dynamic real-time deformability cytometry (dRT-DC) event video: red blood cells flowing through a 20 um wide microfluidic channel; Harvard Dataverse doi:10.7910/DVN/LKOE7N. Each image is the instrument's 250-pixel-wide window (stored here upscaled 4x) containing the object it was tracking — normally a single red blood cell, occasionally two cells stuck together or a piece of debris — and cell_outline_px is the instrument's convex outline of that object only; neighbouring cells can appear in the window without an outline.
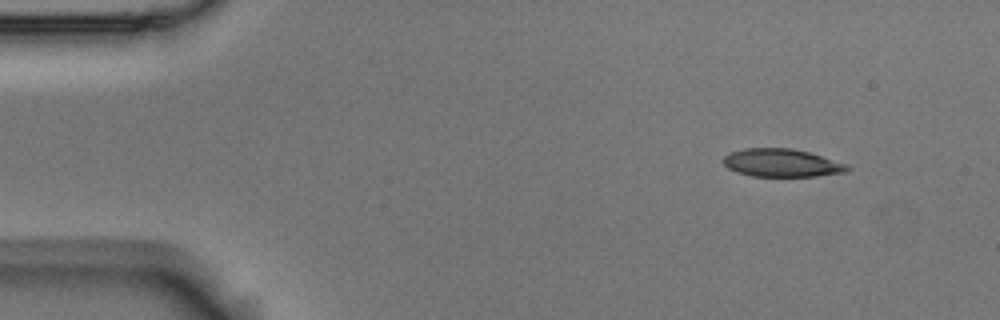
{"species": "Egyptian fruit bat (a non-hibernating species)", "species_latin": "Rousettus aegyptiacus", "temperature_condition": "room temperature", "stored_images_in_passage": 5, "segment_of_instrument_passage": [1, 2], "camera_frame_rate_fps": 3000, "um_per_image_px": 0.085, "animal": {"sex": "male"}, "frame": {"image": 1, "passage_image": 1, "time_ms": 0.0, "image_size_px": [1000, 320], "cell_outline_px": [[852, 168], [848, 172], [816, 176], [752, 176], [736, 172], [728, 168], [724, 164], [724, 156], [732, 152], [744, 148], [792, 148], [808, 152], [848, 164]], "centroid_in_image_um": [66.48, 13.85], "position_along_channel_um": 18.5, "area_um2": 20.23}}
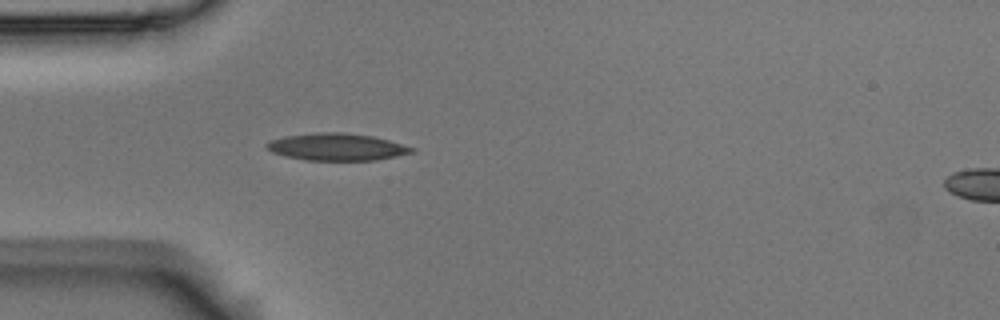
{"frame": {"image": 2, "passage_image": 4, "time_ms": 1.0, "image_size_px": [1000, 320], "cell_outline_px": [[416, 152], [376, 160], [304, 160], [284, 156], [272, 152], [264, 148], [264, 144], [268, 140], [284, 136], [316, 132], [344, 132], [372, 136], [388, 140], [416, 148]], "centroid_in_image_um": [28.58, 12.48], "position_along_channel_um": 56.4, "area_um2": 23.24}}